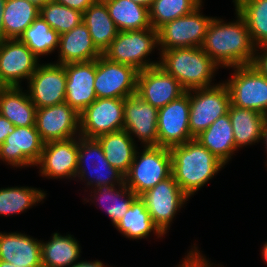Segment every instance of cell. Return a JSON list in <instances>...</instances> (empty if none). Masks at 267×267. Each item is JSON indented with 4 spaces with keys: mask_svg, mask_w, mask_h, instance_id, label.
Segmentation results:
<instances>
[{
    "mask_svg": "<svg viewBox=\"0 0 267 267\" xmlns=\"http://www.w3.org/2000/svg\"><path fill=\"white\" fill-rule=\"evenodd\" d=\"M235 16L230 22L214 17L200 47L221 69L253 63L256 46L245 19L236 10Z\"/></svg>",
    "mask_w": 267,
    "mask_h": 267,
    "instance_id": "obj_1",
    "label": "cell"
},
{
    "mask_svg": "<svg viewBox=\"0 0 267 267\" xmlns=\"http://www.w3.org/2000/svg\"><path fill=\"white\" fill-rule=\"evenodd\" d=\"M171 173L190 198L225 168V164L196 139L169 148Z\"/></svg>",
    "mask_w": 267,
    "mask_h": 267,
    "instance_id": "obj_2",
    "label": "cell"
},
{
    "mask_svg": "<svg viewBox=\"0 0 267 267\" xmlns=\"http://www.w3.org/2000/svg\"><path fill=\"white\" fill-rule=\"evenodd\" d=\"M159 66L186 90L211 87L220 66L200 47L158 50Z\"/></svg>",
    "mask_w": 267,
    "mask_h": 267,
    "instance_id": "obj_3",
    "label": "cell"
},
{
    "mask_svg": "<svg viewBox=\"0 0 267 267\" xmlns=\"http://www.w3.org/2000/svg\"><path fill=\"white\" fill-rule=\"evenodd\" d=\"M158 46V31L154 28L119 31L116 38L102 54L107 59L143 71L159 65V60H150Z\"/></svg>",
    "mask_w": 267,
    "mask_h": 267,
    "instance_id": "obj_4",
    "label": "cell"
},
{
    "mask_svg": "<svg viewBox=\"0 0 267 267\" xmlns=\"http://www.w3.org/2000/svg\"><path fill=\"white\" fill-rule=\"evenodd\" d=\"M77 180L93 189L125 184V175L109 164L96 138L78 136Z\"/></svg>",
    "mask_w": 267,
    "mask_h": 267,
    "instance_id": "obj_5",
    "label": "cell"
},
{
    "mask_svg": "<svg viewBox=\"0 0 267 267\" xmlns=\"http://www.w3.org/2000/svg\"><path fill=\"white\" fill-rule=\"evenodd\" d=\"M135 152L129 172L125 175V184L137 196L153 188L171 173V154L169 148L161 146H143Z\"/></svg>",
    "mask_w": 267,
    "mask_h": 267,
    "instance_id": "obj_6",
    "label": "cell"
},
{
    "mask_svg": "<svg viewBox=\"0 0 267 267\" xmlns=\"http://www.w3.org/2000/svg\"><path fill=\"white\" fill-rule=\"evenodd\" d=\"M188 95L189 128L194 138L227 114L231 104L229 90L223 81L211 87L189 90Z\"/></svg>",
    "mask_w": 267,
    "mask_h": 267,
    "instance_id": "obj_7",
    "label": "cell"
},
{
    "mask_svg": "<svg viewBox=\"0 0 267 267\" xmlns=\"http://www.w3.org/2000/svg\"><path fill=\"white\" fill-rule=\"evenodd\" d=\"M234 71L223 81L230 95L231 105L258 111L267 116V78L252 64L227 69Z\"/></svg>",
    "mask_w": 267,
    "mask_h": 267,
    "instance_id": "obj_8",
    "label": "cell"
},
{
    "mask_svg": "<svg viewBox=\"0 0 267 267\" xmlns=\"http://www.w3.org/2000/svg\"><path fill=\"white\" fill-rule=\"evenodd\" d=\"M140 198L155 226L165 236L172 225L174 217L188 203L189 197L181 190L172 174L149 189Z\"/></svg>",
    "mask_w": 267,
    "mask_h": 267,
    "instance_id": "obj_9",
    "label": "cell"
},
{
    "mask_svg": "<svg viewBox=\"0 0 267 267\" xmlns=\"http://www.w3.org/2000/svg\"><path fill=\"white\" fill-rule=\"evenodd\" d=\"M202 2L191 13L161 26L158 31V50L201 47L208 26L214 17L203 14Z\"/></svg>",
    "mask_w": 267,
    "mask_h": 267,
    "instance_id": "obj_10",
    "label": "cell"
},
{
    "mask_svg": "<svg viewBox=\"0 0 267 267\" xmlns=\"http://www.w3.org/2000/svg\"><path fill=\"white\" fill-rule=\"evenodd\" d=\"M139 71L126 64L111 61L101 55L96 59L94 89L97 98H121L137 92Z\"/></svg>",
    "mask_w": 267,
    "mask_h": 267,
    "instance_id": "obj_11",
    "label": "cell"
},
{
    "mask_svg": "<svg viewBox=\"0 0 267 267\" xmlns=\"http://www.w3.org/2000/svg\"><path fill=\"white\" fill-rule=\"evenodd\" d=\"M40 60L20 39L0 40L1 83L5 87H22L23 80L30 79Z\"/></svg>",
    "mask_w": 267,
    "mask_h": 267,
    "instance_id": "obj_12",
    "label": "cell"
},
{
    "mask_svg": "<svg viewBox=\"0 0 267 267\" xmlns=\"http://www.w3.org/2000/svg\"><path fill=\"white\" fill-rule=\"evenodd\" d=\"M124 99L97 98L80 114V136L97 138L124 129Z\"/></svg>",
    "mask_w": 267,
    "mask_h": 267,
    "instance_id": "obj_13",
    "label": "cell"
},
{
    "mask_svg": "<svg viewBox=\"0 0 267 267\" xmlns=\"http://www.w3.org/2000/svg\"><path fill=\"white\" fill-rule=\"evenodd\" d=\"M66 71L64 65L42 63L27 82V93L35 107H49L65 102Z\"/></svg>",
    "mask_w": 267,
    "mask_h": 267,
    "instance_id": "obj_14",
    "label": "cell"
},
{
    "mask_svg": "<svg viewBox=\"0 0 267 267\" xmlns=\"http://www.w3.org/2000/svg\"><path fill=\"white\" fill-rule=\"evenodd\" d=\"M188 91L158 110V146L171 148L195 139L189 128Z\"/></svg>",
    "mask_w": 267,
    "mask_h": 267,
    "instance_id": "obj_15",
    "label": "cell"
},
{
    "mask_svg": "<svg viewBox=\"0 0 267 267\" xmlns=\"http://www.w3.org/2000/svg\"><path fill=\"white\" fill-rule=\"evenodd\" d=\"M35 166L43 178L74 180L78 168V137L44 143Z\"/></svg>",
    "mask_w": 267,
    "mask_h": 267,
    "instance_id": "obj_16",
    "label": "cell"
},
{
    "mask_svg": "<svg viewBox=\"0 0 267 267\" xmlns=\"http://www.w3.org/2000/svg\"><path fill=\"white\" fill-rule=\"evenodd\" d=\"M35 127L44 143L67 140L80 136V116L66 102L38 108Z\"/></svg>",
    "mask_w": 267,
    "mask_h": 267,
    "instance_id": "obj_17",
    "label": "cell"
},
{
    "mask_svg": "<svg viewBox=\"0 0 267 267\" xmlns=\"http://www.w3.org/2000/svg\"><path fill=\"white\" fill-rule=\"evenodd\" d=\"M43 145L35 126L16 127L0 145V161L16 169L35 167L40 160Z\"/></svg>",
    "mask_w": 267,
    "mask_h": 267,
    "instance_id": "obj_18",
    "label": "cell"
},
{
    "mask_svg": "<svg viewBox=\"0 0 267 267\" xmlns=\"http://www.w3.org/2000/svg\"><path fill=\"white\" fill-rule=\"evenodd\" d=\"M158 108L137 94L124 99V129L143 146H158Z\"/></svg>",
    "mask_w": 267,
    "mask_h": 267,
    "instance_id": "obj_19",
    "label": "cell"
},
{
    "mask_svg": "<svg viewBox=\"0 0 267 267\" xmlns=\"http://www.w3.org/2000/svg\"><path fill=\"white\" fill-rule=\"evenodd\" d=\"M182 85L159 65L140 71L136 94L156 108H162L183 95Z\"/></svg>",
    "mask_w": 267,
    "mask_h": 267,
    "instance_id": "obj_20",
    "label": "cell"
},
{
    "mask_svg": "<svg viewBox=\"0 0 267 267\" xmlns=\"http://www.w3.org/2000/svg\"><path fill=\"white\" fill-rule=\"evenodd\" d=\"M66 71L65 102L79 114L97 99L94 81L96 60L64 64Z\"/></svg>",
    "mask_w": 267,
    "mask_h": 267,
    "instance_id": "obj_21",
    "label": "cell"
},
{
    "mask_svg": "<svg viewBox=\"0 0 267 267\" xmlns=\"http://www.w3.org/2000/svg\"><path fill=\"white\" fill-rule=\"evenodd\" d=\"M0 260L18 267H42L41 240L25 232H0Z\"/></svg>",
    "mask_w": 267,
    "mask_h": 267,
    "instance_id": "obj_22",
    "label": "cell"
},
{
    "mask_svg": "<svg viewBox=\"0 0 267 267\" xmlns=\"http://www.w3.org/2000/svg\"><path fill=\"white\" fill-rule=\"evenodd\" d=\"M58 60L54 63L68 64L96 60L102 53L96 48L87 26L81 22L71 31L60 35Z\"/></svg>",
    "mask_w": 267,
    "mask_h": 267,
    "instance_id": "obj_23",
    "label": "cell"
},
{
    "mask_svg": "<svg viewBox=\"0 0 267 267\" xmlns=\"http://www.w3.org/2000/svg\"><path fill=\"white\" fill-rule=\"evenodd\" d=\"M24 87L0 89V114L15 127L35 126L37 108Z\"/></svg>",
    "mask_w": 267,
    "mask_h": 267,
    "instance_id": "obj_24",
    "label": "cell"
},
{
    "mask_svg": "<svg viewBox=\"0 0 267 267\" xmlns=\"http://www.w3.org/2000/svg\"><path fill=\"white\" fill-rule=\"evenodd\" d=\"M195 139L225 165L237 153L229 114L220 116ZM236 151V152H235Z\"/></svg>",
    "mask_w": 267,
    "mask_h": 267,
    "instance_id": "obj_25",
    "label": "cell"
},
{
    "mask_svg": "<svg viewBox=\"0 0 267 267\" xmlns=\"http://www.w3.org/2000/svg\"><path fill=\"white\" fill-rule=\"evenodd\" d=\"M88 194V199L85 197L83 200L92 202L94 205L98 204L97 206L102 211L105 210V213L111 219L112 226H115L123 218L131 203L137 197L126 184L89 189Z\"/></svg>",
    "mask_w": 267,
    "mask_h": 267,
    "instance_id": "obj_26",
    "label": "cell"
},
{
    "mask_svg": "<svg viewBox=\"0 0 267 267\" xmlns=\"http://www.w3.org/2000/svg\"><path fill=\"white\" fill-rule=\"evenodd\" d=\"M3 39H16L34 22L40 8L26 0H0Z\"/></svg>",
    "mask_w": 267,
    "mask_h": 267,
    "instance_id": "obj_27",
    "label": "cell"
},
{
    "mask_svg": "<svg viewBox=\"0 0 267 267\" xmlns=\"http://www.w3.org/2000/svg\"><path fill=\"white\" fill-rule=\"evenodd\" d=\"M50 239L41 240L42 267H69L79 261L82 249L74 235L54 232Z\"/></svg>",
    "mask_w": 267,
    "mask_h": 267,
    "instance_id": "obj_28",
    "label": "cell"
},
{
    "mask_svg": "<svg viewBox=\"0 0 267 267\" xmlns=\"http://www.w3.org/2000/svg\"><path fill=\"white\" fill-rule=\"evenodd\" d=\"M101 144L109 164L124 175L129 172L138 144L125 129L100 135Z\"/></svg>",
    "mask_w": 267,
    "mask_h": 267,
    "instance_id": "obj_29",
    "label": "cell"
},
{
    "mask_svg": "<svg viewBox=\"0 0 267 267\" xmlns=\"http://www.w3.org/2000/svg\"><path fill=\"white\" fill-rule=\"evenodd\" d=\"M228 114L232 124L236 149L262 142L261 133L265 115L246 108L229 106Z\"/></svg>",
    "mask_w": 267,
    "mask_h": 267,
    "instance_id": "obj_30",
    "label": "cell"
},
{
    "mask_svg": "<svg viewBox=\"0 0 267 267\" xmlns=\"http://www.w3.org/2000/svg\"><path fill=\"white\" fill-rule=\"evenodd\" d=\"M123 237L129 240L147 239L150 234L163 238V234L153 223L144 201L137 196L122 219L114 226ZM152 232V233H151Z\"/></svg>",
    "mask_w": 267,
    "mask_h": 267,
    "instance_id": "obj_31",
    "label": "cell"
},
{
    "mask_svg": "<svg viewBox=\"0 0 267 267\" xmlns=\"http://www.w3.org/2000/svg\"><path fill=\"white\" fill-rule=\"evenodd\" d=\"M82 22L87 26L96 48L102 54L119 32L102 0H97L83 12Z\"/></svg>",
    "mask_w": 267,
    "mask_h": 267,
    "instance_id": "obj_32",
    "label": "cell"
},
{
    "mask_svg": "<svg viewBox=\"0 0 267 267\" xmlns=\"http://www.w3.org/2000/svg\"><path fill=\"white\" fill-rule=\"evenodd\" d=\"M119 31L151 28L149 9L130 0H102Z\"/></svg>",
    "mask_w": 267,
    "mask_h": 267,
    "instance_id": "obj_33",
    "label": "cell"
},
{
    "mask_svg": "<svg viewBox=\"0 0 267 267\" xmlns=\"http://www.w3.org/2000/svg\"><path fill=\"white\" fill-rule=\"evenodd\" d=\"M39 188L26 186H12L0 188V216H11L24 213L32 206H37L40 202H44L46 195Z\"/></svg>",
    "mask_w": 267,
    "mask_h": 267,
    "instance_id": "obj_34",
    "label": "cell"
},
{
    "mask_svg": "<svg viewBox=\"0 0 267 267\" xmlns=\"http://www.w3.org/2000/svg\"><path fill=\"white\" fill-rule=\"evenodd\" d=\"M235 10L245 19L256 47L267 46V0H233Z\"/></svg>",
    "mask_w": 267,
    "mask_h": 267,
    "instance_id": "obj_35",
    "label": "cell"
},
{
    "mask_svg": "<svg viewBox=\"0 0 267 267\" xmlns=\"http://www.w3.org/2000/svg\"><path fill=\"white\" fill-rule=\"evenodd\" d=\"M60 34L39 15L20 36V40L39 58L58 50Z\"/></svg>",
    "mask_w": 267,
    "mask_h": 267,
    "instance_id": "obj_36",
    "label": "cell"
},
{
    "mask_svg": "<svg viewBox=\"0 0 267 267\" xmlns=\"http://www.w3.org/2000/svg\"><path fill=\"white\" fill-rule=\"evenodd\" d=\"M203 0H155L149 8L151 27L158 30L161 26L191 13Z\"/></svg>",
    "mask_w": 267,
    "mask_h": 267,
    "instance_id": "obj_37",
    "label": "cell"
},
{
    "mask_svg": "<svg viewBox=\"0 0 267 267\" xmlns=\"http://www.w3.org/2000/svg\"><path fill=\"white\" fill-rule=\"evenodd\" d=\"M58 34L71 31L83 19V13L51 0L40 8L39 14Z\"/></svg>",
    "mask_w": 267,
    "mask_h": 267,
    "instance_id": "obj_38",
    "label": "cell"
},
{
    "mask_svg": "<svg viewBox=\"0 0 267 267\" xmlns=\"http://www.w3.org/2000/svg\"><path fill=\"white\" fill-rule=\"evenodd\" d=\"M195 243L191 246V249L187 251V254L184 256L183 260L181 259V263L176 265V267H215L213 263H210L208 258L204 254H202ZM208 259V260H207Z\"/></svg>",
    "mask_w": 267,
    "mask_h": 267,
    "instance_id": "obj_39",
    "label": "cell"
},
{
    "mask_svg": "<svg viewBox=\"0 0 267 267\" xmlns=\"http://www.w3.org/2000/svg\"><path fill=\"white\" fill-rule=\"evenodd\" d=\"M252 65L267 78V46L256 47Z\"/></svg>",
    "mask_w": 267,
    "mask_h": 267,
    "instance_id": "obj_40",
    "label": "cell"
},
{
    "mask_svg": "<svg viewBox=\"0 0 267 267\" xmlns=\"http://www.w3.org/2000/svg\"><path fill=\"white\" fill-rule=\"evenodd\" d=\"M54 1L83 13L97 0H54Z\"/></svg>",
    "mask_w": 267,
    "mask_h": 267,
    "instance_id": "obj_41",
    "label": "cell"
},
{
    "mask_svg": "<svg viewBox=\"0 0 267 267\" xmlns=\"http://www.w3.org/2000/svg\"><path fill=\"white\" fill-rule=\"evenodd\" d=\"M15 126L6 118L0 114V145H2L8 135L14 130Z\"/></svg>",
    "mask_w": 267,
    "mask_h": 267,
    "instance_id": "obj_42",
    "label": "cell"
},
{
    "mask_svg": "<svg viewBox=\"0 0 267 267\" xmlns=\"http://www.w3.org/2000/svg\"><path fill=\"white\" fill-rule=\"evenodd\" d=\"M69 267H111V266L105 265L100 260H94V261L79 260L76 264H73Z\"/></svg>",
    "mask_w": 267,
    "mask_h": 267,
    "instance_id": "obj_43",
    "label": "cell"
},
{
    "mask_svg": "<svg viewBox=\"0 0 267 267\" xmlns=\"http://www.w3.org/2000/svg\"><path fill=\"white\" fill-rule=\"evenodd\" d=\"M260 140H263L262 143L265 144L264 145L265 148H266L265 152L267 153V116H266V118H265V120L263 122V127H262V133H261V139ZM265 161H266L265 165L267 167V160H265Z\"/></svg>",
    "mask_w": 267,
    "mask_h": 267,
    "instance_id": "obj_44",
    "label": "cell"
},
{
    "mask_svg": "<svg viewBox=\"0 0 267 267\" xmlns=\"http://www.w3.org/2000/svg\"><path fill=\"white\" fill-rule=\"evenodd\" d=\"M130 1L137 3L141 6H145L149 9L155 0H130Z\"/></svg>",
    "mask_w": 267,
    "mask_h": 267,
    "instance_id": "obj_45",
    "label": "cell"
},
{
    "mask_svg": "<svg viewBox=\"0 0 267 267\" xmlns=\"http://www.w3.org/2000/svg\"><path fill=\"white\" fill-rule=\"evenodd\" d=\"M30 3H33L34 5H36L38 8L43 7L47 2L51 1V0H26Z\"/></svg>",
    "mask_w": 267,
    "mask_h": 267,
    "instance_id": "obj_46",
    "label": "cell"
},
{
    "mask_svg": "<svg viewBox=\"0 0 267 267\" xmlns=\"http://www.w3.org/2000/svg\"><path fill=\"white\" fill-rule=\"evenodd\" d=\"M260 252L262 254L261 256H262L263 261L267 264V240L263 244L262 250Z\"/></svg>",
    "mask_w": 267,
    "mask_h": 267,
    "instance_id": "obj_47",
    "label": "cell"
},
{
    "mask_svg": "<svg viewBox=\"0 0 267 267\" xmlns=\"http://www.w3.org/2000/svg\"><path fill=\"white\" fill-rule=\"evenodd\" d=\"M0 267H18V266H15L14 264H11L9 262L0 260Z\"/></svg>",
    "mask_w": 267,
    "mask_h": 267,
    "instance_id": "obj_48",
    "label": "cell"
},
{
    "mask_svg": "<svg viewBox=\"0 0 267 267\" xmlns=\"http://www.w3.org/2000/svg\"><path fill=\"white\" fill-rule=\"evenodd\" d=\"M3 39V23H2V17L0 13V40Z\"/></svg>",
    "mask_w": 267,
    "mask_h": 267,
    "instance_id": "obj_49",
    "label": "cell"
},
{
    "mask_svg": "<svg viewBox=\"0 0 267 267\" xmlns=\"http://www.w3.org/2000/svg\"><path fill=\"white\" fill-rule=\"evenodd\" d=\"M5 86L1 83V80H0V89L4 88Z\"/></svg>",
    "mask_w": 267,
    "mask_h": 267,
    "instance_id": "obj_50",
    "label": "cell"
}]
</instances>
